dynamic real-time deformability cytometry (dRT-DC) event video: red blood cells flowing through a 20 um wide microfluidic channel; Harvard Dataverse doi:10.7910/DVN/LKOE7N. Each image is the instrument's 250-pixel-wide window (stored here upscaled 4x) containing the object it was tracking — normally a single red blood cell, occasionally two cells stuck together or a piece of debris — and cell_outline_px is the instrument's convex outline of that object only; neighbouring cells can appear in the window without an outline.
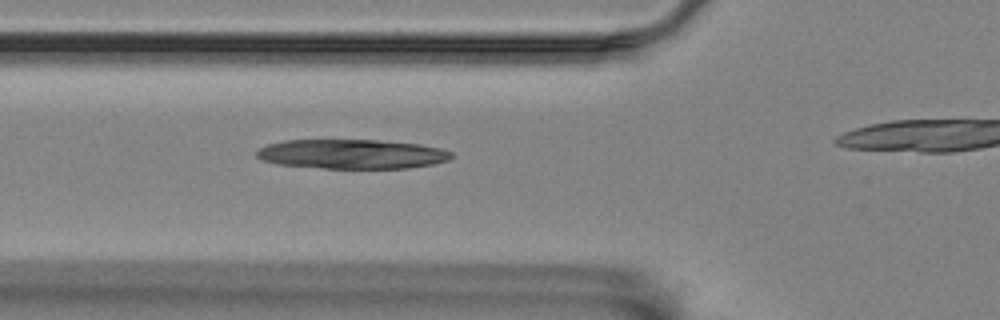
{"species": "Egyptian fruit bat (a non-hibernating species)", "species_latin": "Rousettus aegyptiacus", "temperature_condition": "room temperature", "stored_images_in_passage": 8, "camera_frame_rate_fps": 3000, "um_per_image_px": 0.085, "animal": {"sex": "female"}, "frame": {"image": 1, "passage_image": 6, "time_ms": 1.667, "image_size_px": [1000, 320], "cell_outline_px": [[452, 156], [448, 160], [432, 164], [408, 168], [324, 168], [276, 164], [260, 160], [256, 156], [256, 152], [260, 148], [268, 144], [284, 140], [376, 140], [416, 144], [440, 148], [452, 152]], "centroid_in_image_um": [29.86, 13.1], "position_along_channel_um": 95.9, "area_um2": 33.29}}